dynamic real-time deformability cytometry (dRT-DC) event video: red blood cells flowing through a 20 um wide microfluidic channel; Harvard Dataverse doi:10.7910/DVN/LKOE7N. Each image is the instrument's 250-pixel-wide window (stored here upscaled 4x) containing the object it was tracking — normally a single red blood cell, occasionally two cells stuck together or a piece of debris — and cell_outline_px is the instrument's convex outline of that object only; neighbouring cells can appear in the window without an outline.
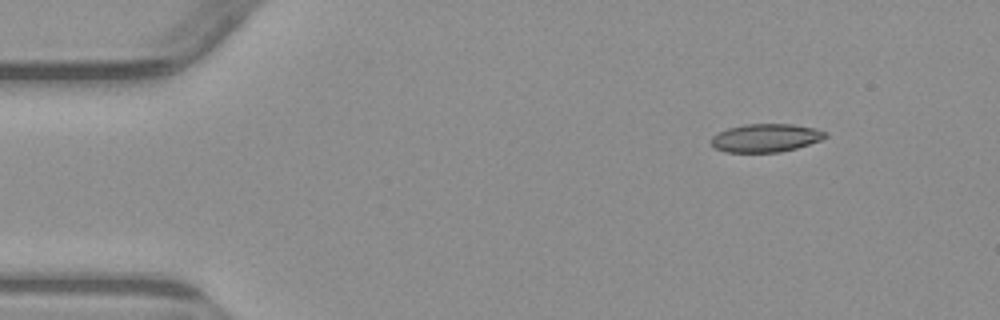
{"species": "common noctule bat (a hibernating species)", "species_latin": "Nyctalus noctula", "temperature_condition": "warm", "stored_images_in_passage": 5, "camera_frame_rate_fps": 3000, "um_per_image_px": 0.085, "animal": {"sex": "male", "body_mass_g": 23.1, "forearm_length_mm": 52.7}, "frame": {"image": 1, "passage_image": 1, "time_ms": 0.0, "image_size_px": [1000, 320], "cell_outline_px": [[828, 136], [820, 140], [796, 148], [780, 152], [724, 152], [716, 148], [712, 144], [712, 136], [728, 128], [744, 124], [792, 124], [816, 128], [828, 132]], "centroid_in_image_um": [65.12, 11.71], "position_along_channel_um": 19.9, "area_um2": 18.73}}
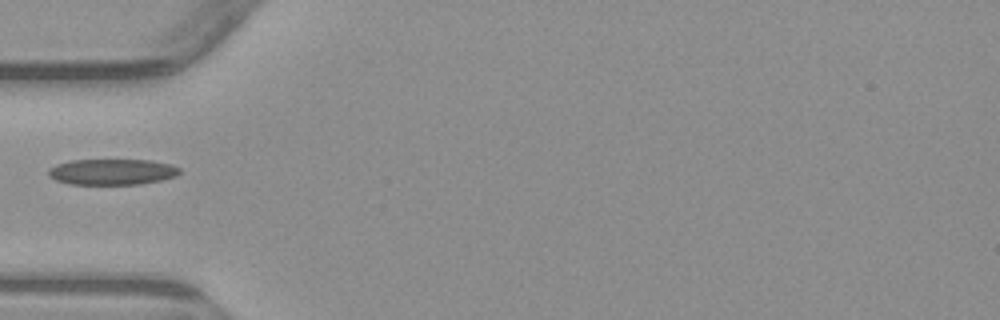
{"frame": {"image": 2, "passage_image": 4, "time_ms": 3.667, "image_size_px": [1000, 320], "cell_outline_px": [[180, 172], [176, 176], [160, 180], [140, 184], [68, 184], [56, 180], [48, 176], [48, 168], [56, 164], [72, 160], [148, 160], [172, 164], [180, 168]], "centroid_in_image_um": [9.51, 14.6], "position_along_channel_um": 75.5, "area_um2": 19.83}}
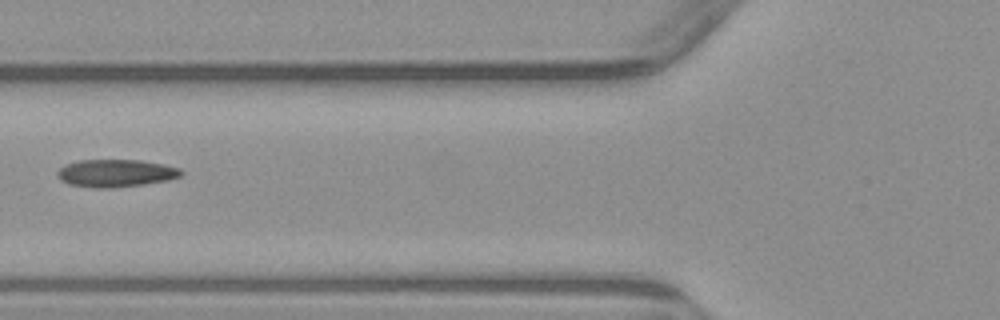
{"frame": {"image": 3, "passage_image": 5, "time_ms": 4.667, "image_size_px": [1000, 320], "cell_outline_px": [[184, 172], [180, 176], [168, 180], [144, 184], [112, 188], [96, 188], [68, 184], [60, 180], [56, 176], [56, 172], [64, 164], [80, 160], [140, 160], [164, 164], [180, 168]], "centroid_in_image_um": [9.82, 14.72], "position_along_channel_um": 116.0, "area_um2": 20.06}}